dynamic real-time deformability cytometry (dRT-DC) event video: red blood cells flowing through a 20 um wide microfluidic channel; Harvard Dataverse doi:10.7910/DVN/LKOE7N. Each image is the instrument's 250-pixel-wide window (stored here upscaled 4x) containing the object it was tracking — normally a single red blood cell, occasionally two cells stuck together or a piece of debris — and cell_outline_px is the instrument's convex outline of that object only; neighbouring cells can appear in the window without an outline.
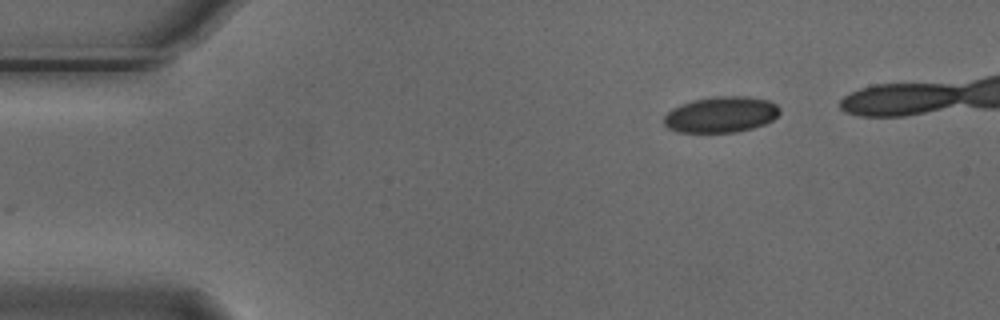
{"species": "Egyptian fruit bat (a non-hibernating species)", "species_latin": "Rousettus aegyptiacus", "temperature_condition": "cold", "stored_images_in_passage": 5, "camera_frame_rate_fps": 3000, "um_per_image_px": 0.085, "animal": {"sex": "male"}, "frame": {"image": 1, "passage_image": 1, "time_ms": 0.0, "image_size_px": [1000, 320], "cell_outline_px": [[780, 112], [772, 120], [764, 124], [752, 128], [736, 132], [676, 132], [668, 128], [664, 124], [664, 116], [672, 108], [680, 104], [692, 100], [716, 96], [748, 96], [768, 100], [776, 104], [780, 108]], "centroid_in_image_um": [61.27, 9.73], "position_along_channel_um": 23.7, "area_um2": 24.33}}